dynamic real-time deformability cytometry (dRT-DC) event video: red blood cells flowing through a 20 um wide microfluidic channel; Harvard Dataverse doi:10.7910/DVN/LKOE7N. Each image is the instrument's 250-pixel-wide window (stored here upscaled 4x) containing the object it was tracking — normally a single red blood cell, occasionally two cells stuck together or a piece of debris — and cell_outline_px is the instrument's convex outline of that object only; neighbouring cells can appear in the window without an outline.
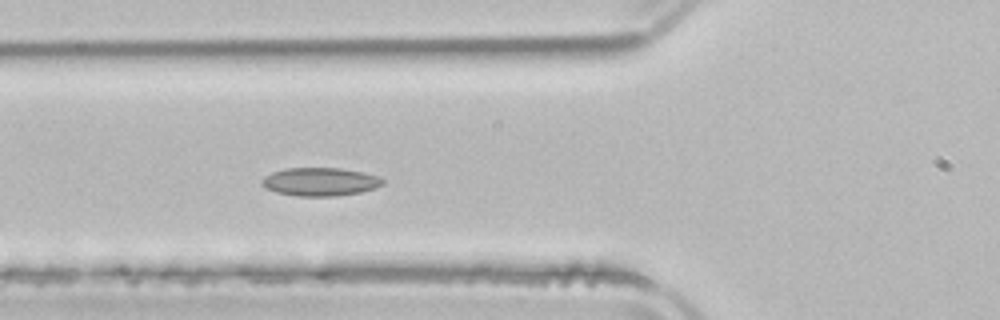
{"species": "common noctule bat (a hibernating species)", "species_latin": "Nyctalus noctula", "temperature_condition": "room temperature", "stored_images_in_passage": 5, "camera_frame_rate_fps": 3000, "um_per_image_px": 0.085, "animal": {"sex": "male", "body_mass_g": 21.5, "forearm_length_mm": 52.0}, "frame": {"image": 1, "passage_image": 5, "time_ms": 5.0, "image_size_px": [1000, 320], "cell_outline_px": [[384, 184], [376, 188], [360, 192], [336, 196], [296, 196], [276, 192], [264, 188], [260, 184], [260, 180], [264, 176], [272, 172], [288, 168], [340, 168], [380, 176], [384, 180]], "centroid_in_image_um": [27.19, 15.45], "position_along_channel_um": 98.6, "area_um2": 20.06}}